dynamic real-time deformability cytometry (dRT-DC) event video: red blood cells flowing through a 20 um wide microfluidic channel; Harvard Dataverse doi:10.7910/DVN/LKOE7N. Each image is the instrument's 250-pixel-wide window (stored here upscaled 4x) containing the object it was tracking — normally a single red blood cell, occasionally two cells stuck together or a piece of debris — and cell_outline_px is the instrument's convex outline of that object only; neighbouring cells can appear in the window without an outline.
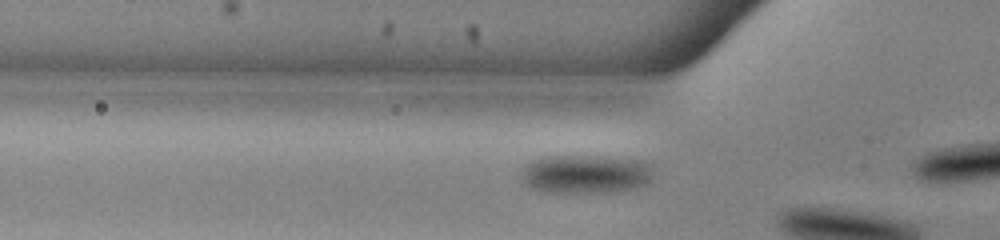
{"species": "common noctule bat (a hibernating species)", "species_latin": "Nyctalus noctula", "temperature_condition": "warm", "stored_images_in_passage": 13, "camera_frame_rate_fps": 3000, "um_per_image_px": 0.085, "animal": {"sex": "male", "body_mass_g": 13.0, "forearm_length_mm": 53.1}, "frame": {"image": 1, "passage_image": 11, "time_ms": 3.333, "image_size_px": [1000, 240], "cell_outline_px": [[652, 176], [644, 184], [636, 188], [604, 192], [540, 192], [524, 184], [520, 176], [520, 172], [532, 160], [544, 156], [604, 156], [644, 160], [652, 164]], "centroid_in_image_um": [49.76, 14.78], "position_along_channel_um": 76.0, "area_um2": 30.06}}